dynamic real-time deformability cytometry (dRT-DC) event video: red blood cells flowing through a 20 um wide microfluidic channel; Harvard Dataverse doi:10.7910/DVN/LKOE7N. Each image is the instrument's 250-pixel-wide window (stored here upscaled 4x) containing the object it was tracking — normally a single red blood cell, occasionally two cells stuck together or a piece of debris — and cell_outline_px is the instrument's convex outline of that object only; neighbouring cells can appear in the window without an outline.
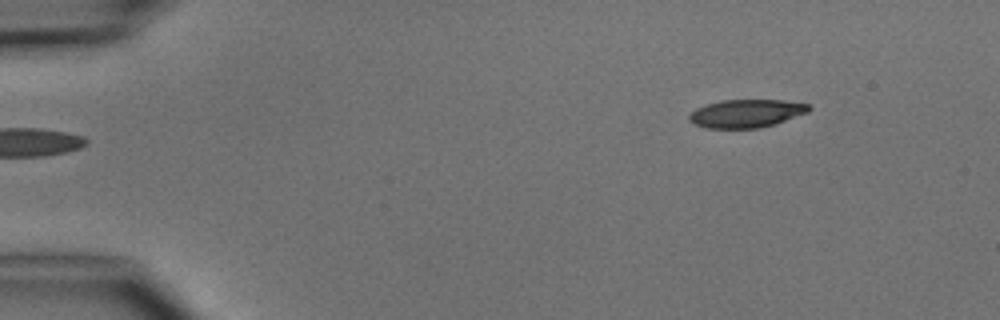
{"species": "common noctule bat (a hibernating species)", "species_latin": "Nyctalus noctula", "temperature_condition": "cold", "stored_images_in_passage": 5, "segment_of_instrument_passage": [2, 2], "camera_frame_rate_fps": 3000, "um_per_image_px": 0.085, "animal": {"sex": "male", "body_mass_g": 15.6}, "frame": {"image": 1, "passage_image": 5, "time_ms": 4.667, "image_size_px": [1000, 320], "cell_outline_px": [[812, 108], [808, 112], [776, 124], [760, 128], [708, 128], [696, 124], [688, 120], [688, 116], [696, 108], [720, 100], [784, 100], [808, 104]], "centroid_in_image_um": [63.46, 9.64], "position_along_channel_um": 21.5, "area_um2": 19.59}}